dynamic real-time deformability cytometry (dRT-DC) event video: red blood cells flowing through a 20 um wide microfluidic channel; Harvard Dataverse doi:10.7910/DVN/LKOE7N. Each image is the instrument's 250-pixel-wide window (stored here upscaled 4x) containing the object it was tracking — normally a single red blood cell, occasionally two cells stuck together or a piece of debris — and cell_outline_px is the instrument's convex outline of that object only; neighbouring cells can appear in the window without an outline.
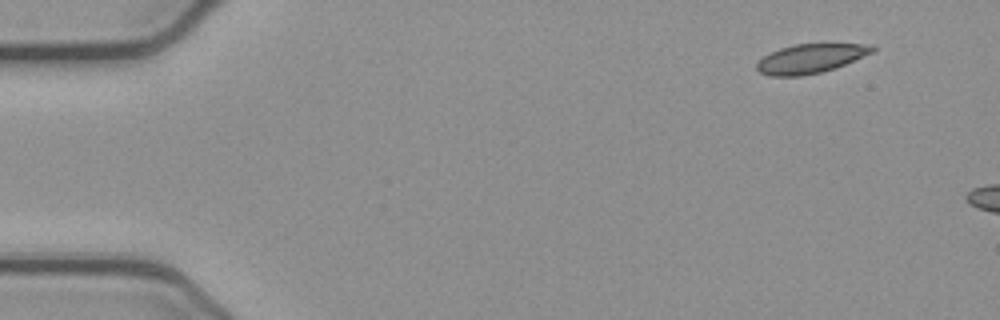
{"species": "common noctule bat (a hibernating species)", "species_latin": "Nyctalus noctula", "temperature_condition": "cold", "stored_images_in_passage": 9, "camera_frame_rate_fps": 3000, "um_per_image_px": 0.085, "animal": {"sex": "female", "body_mass_g": 21.9}, "frame": {"image": 1, "passage_image": 1, "time_ms": 0.0, "image_size_px": [1000, 320], "cell_outline_px": [[876, 48], [872, 52], [836, 68], [820, 72], [800, 76], [768, 76], [760, 72], [756, 68], [756, 64], [764, 56], [780, 48], [796, 44], [872, 44]], "centroid_in_image_um": [68.89, 4.98], "position_along_channel_um": 16.1, "area_um2": 19.42}}